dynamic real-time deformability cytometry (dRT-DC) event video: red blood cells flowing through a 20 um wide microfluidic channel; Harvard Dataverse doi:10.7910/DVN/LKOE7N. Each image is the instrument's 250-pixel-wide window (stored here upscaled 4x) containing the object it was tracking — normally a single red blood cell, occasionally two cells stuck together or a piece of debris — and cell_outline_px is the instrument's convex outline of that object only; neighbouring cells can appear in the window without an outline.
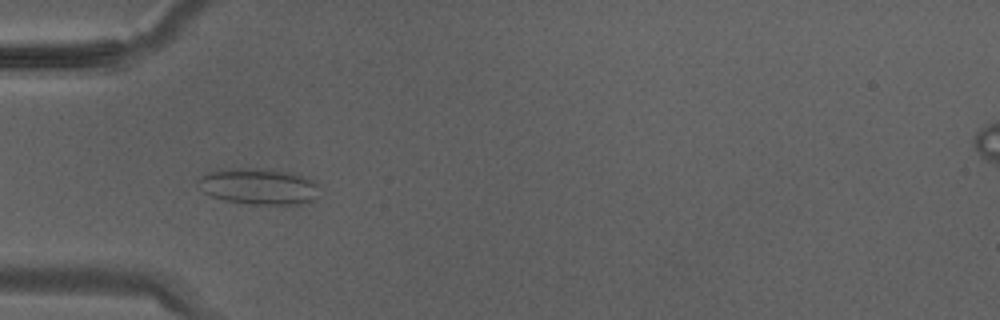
{"species": "Egyptian fruit bat (a non-hibernating species)", "species_latin": "Rousettus aegyptiacus", "temperature_condition": "warm", "stored_images_in_passage": 35, "camera_frame_rate_fps": 3000, "um_per_image_px": 0.085, "animal": {"sex": "male"}, "frame": {"image": 1, "passage_image": 11, "time_ms": 3.333, "image_size_px": [1000, 320], "cell_outline_px": [[320, 196], [312, 200], [300, 204], [252, 204], [228, 200], [212, 196], [204, 192], [196, 184], [196, 180], [200, 176], [208, 172], [232, 168], [264, 168], [288, 172], [304, 176], [316, 180]], "centroid_in_image_um": [22.01, 15.83], "position_along_channel_um": 63.0, "area_um2": 25.72}}
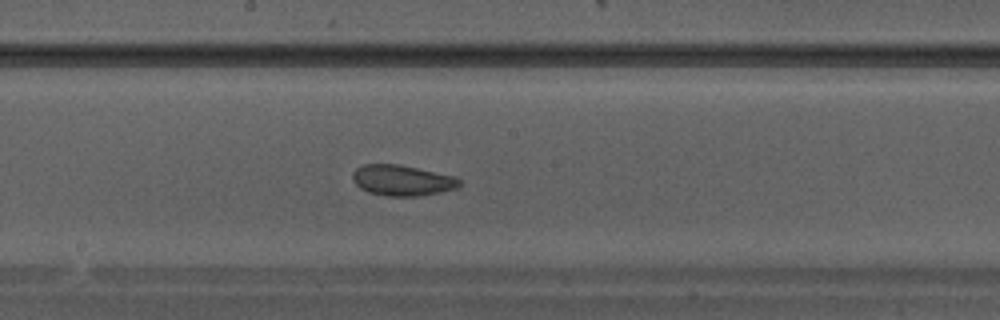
{"frame": {"image": 2, "passage_image": 19, "time_ms": 6.0, "image_size_px": [1000, 320], "cell_outline_px": [[460, 184], [456, 188], [440, 192], [420, 196], [384, 196], [368, 192], [360, 188], [352, 180], [352, 172], [356, 168], [364, 164], [400, 164], [456, 176], [460, 180]], "centroid_in_image_um": [34.17, 15.33], "position_along_channel_um": 214.0, "area_um2": 19.31}}
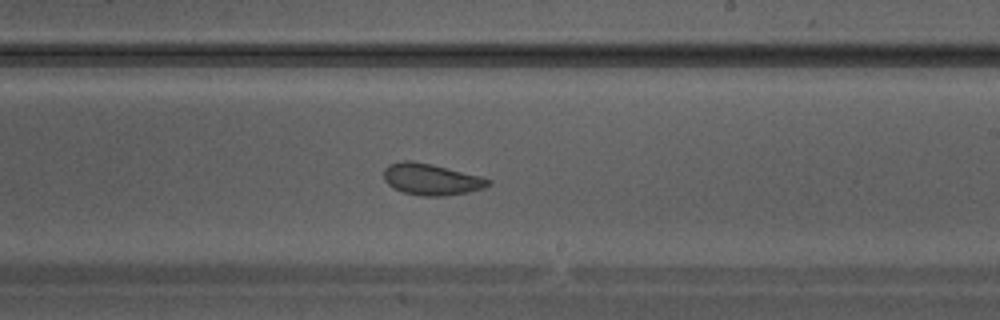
{"frame": {"image": 3, "passage_image": 21, "time_ms": 6.667, "image_size_px": [1000, 320], "cell_outline_px": [[492, 184], [484, 188], [468, 192], [444, 196], [420, 196], [404, 192], [392, 188], [384, 180], [384, 168], [388, 164], [404, 160], [412, 160], [432, 164], [480, 176], [492, 180]], "centroid_in_image_um": [36.65, 15.24], "position_along_channel_um": 252.4, "area_um2": 19.31}}